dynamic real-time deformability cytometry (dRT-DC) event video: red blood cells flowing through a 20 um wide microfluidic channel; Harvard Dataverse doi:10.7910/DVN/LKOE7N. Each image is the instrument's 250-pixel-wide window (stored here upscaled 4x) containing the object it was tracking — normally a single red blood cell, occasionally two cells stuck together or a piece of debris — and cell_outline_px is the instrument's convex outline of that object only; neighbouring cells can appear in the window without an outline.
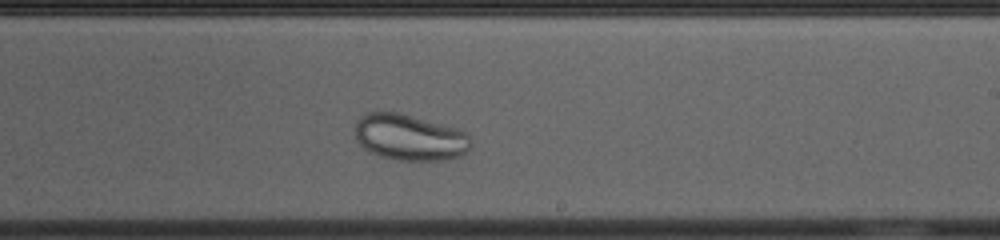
{"species": "common noctule bat (a hibernating species)", "species_latin": "Nyctalus noctula", "temperature_condition": "cold", "stored_images_in_passage": 37, "camera_frame_rate_fps": 3000, "um_per_image_px": 0.085, "animal": {"sex": "female", "body_mass_g": 23.0, "forearm_length_mm": 53.4}, "frame": {"image": 1, "passage_image": 24, "time_ms": 7.667, "image_size_px": [1000, 240], "cell_outline_px": [[472, 144], [468, 152], [460, 156], [440, 160], [396, 160], [380, 156], [368, 152], [356, 140], [356, 120], [360, 116], [368, 112], [396, 112], [456, 128], [468, 132]], "centroid_in_image_um": [34.82, 11.69], "position_along_channel_um": 254.2, "area_um2": 31.21}}
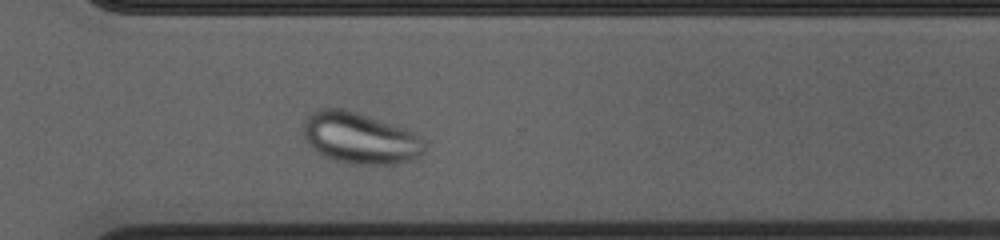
{"frame": {"image": 2, "passage_image": 31, "time_ms": 10.0, "image_size_px": [1000, 240], "cell_outline_px": [[424, 152], [420, 156], [408, 160], [392, 164], [348, 164], [332, 160], [316, 152], [308, 144], [304, 136], [304, 120], [312, 112], [320, 108], [344, 108], [404, 128], [420, 136], [424, 140]], "centroid_in_image_um": [30.57, 11.74], "position_along_channel_um": 340.0, "area_um2": 36.18}}
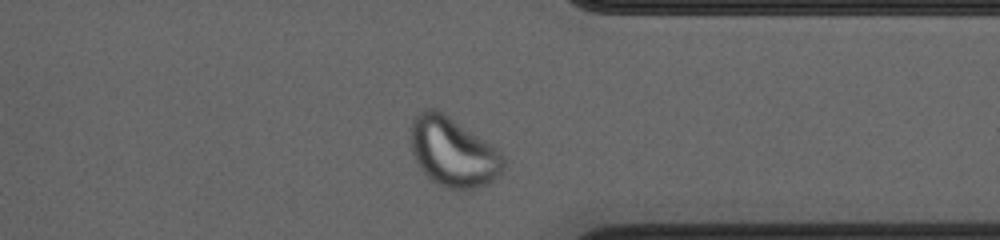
{"frame": {"image": 3, "passage_image": 34, "time_ms": 11.0, "image_size_px": [1000, 240], "cell_outline_px": [[504, 168], [488, 184], [472, 188], [444, 188], [436, 184], [420, 168], [412, 152], [412, 120], [424, 108], [436, 108], [496, 148], [504, 156]], "centroid_in_image_um": [38.5, 12.92], "position_along_channel_um": 372.9, "area_um2": 36.7}}